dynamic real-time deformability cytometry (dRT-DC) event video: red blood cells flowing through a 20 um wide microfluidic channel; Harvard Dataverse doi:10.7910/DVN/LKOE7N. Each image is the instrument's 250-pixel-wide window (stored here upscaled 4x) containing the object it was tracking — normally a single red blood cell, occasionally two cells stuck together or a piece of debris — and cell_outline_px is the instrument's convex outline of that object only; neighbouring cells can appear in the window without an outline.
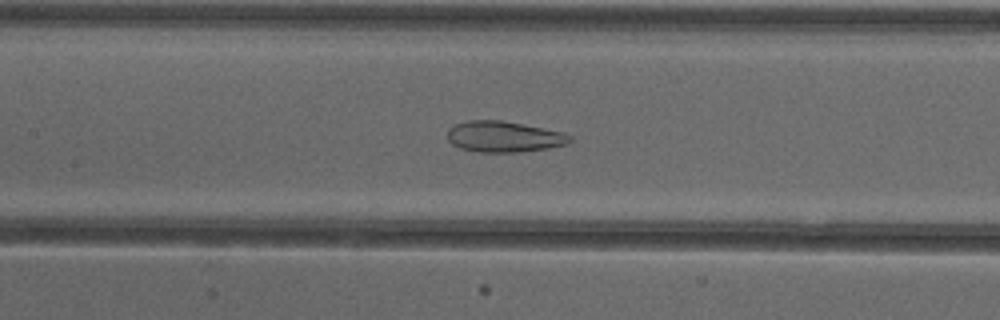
{"species": "common noctule bat (a hibernating species)", "species_latin": "Nyctalus noctula", "temperature_condition": "cold", "stored_images_in_passage": 53, "camera_frame_rate_fps": 3000, "um_per_image_px": 0.085, "animal": {"sex": "female"}, "frame": {"image": 1, "passage_image": 25, "time_ms": 8.0, "image_size_px": [1000, 320], "cell_outline_px": [[572, 140], [568, 144], [548, 148], [516, 152], [476, 152], [460, 148], [452, 144], [448, 140], [448, 128], [456, 124], [468, 120], [500, 120], [564, 132], [572, 136]], "centroid_in_image_um": [42.83, 11.62], "position_along_channel_um": 164.6, "area_um2": 22.08}}
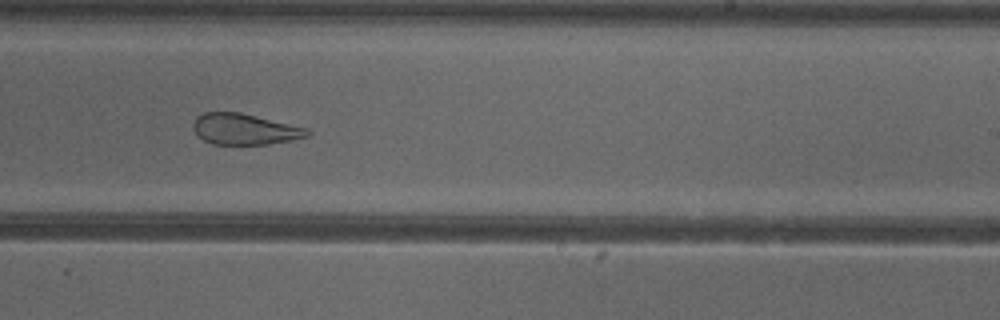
{"frame": {"image": 2, "passage_image": 33, "time_ms": 10.667, "image_size_px": [1000, 320], "cell_outline_px": [[312, 132], [308, 136], [292, 140], [268, 144], [212, 144], [204, 140], [192, 128], [192, 124], [196, 116], [204, 112], [240, 112], [308, 128]], "centroid_in_image_um": [20.8, 10.97], "position_along_channel_um": 268.2, "area_um2": 20.63}}
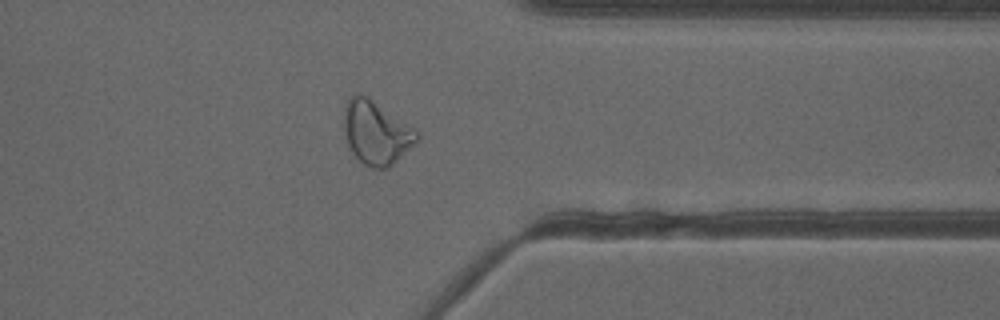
{"frame": {"image": 3, "passage_image": 42, "time_ms": 13.667, "image_size_px": [1000, 320], "cell_outline_px": [[420, 140], [416, 144], [388, 168], [372, 168], [364, 164], [348, 148], [344, 136], [344, 104], [348, 96], [356, 92], [368, 96], [416, 128], [420, 136]], "centroid_in_image_um": [31.98, 11.24], "position_along_channel_um": 379.4, "area_um2": 27.69}, "authors_computed_cell_mechanics": {"area_um2": 28.9578, "velocity_mm_per_s": 3.9001, "shape_relaxation_time_tau1_ms": null, "shape_relaxation_time_tau2_ms": 1.7707, "deformation_change_tau1": null, "deformation_change_tau2": 0.1033}}